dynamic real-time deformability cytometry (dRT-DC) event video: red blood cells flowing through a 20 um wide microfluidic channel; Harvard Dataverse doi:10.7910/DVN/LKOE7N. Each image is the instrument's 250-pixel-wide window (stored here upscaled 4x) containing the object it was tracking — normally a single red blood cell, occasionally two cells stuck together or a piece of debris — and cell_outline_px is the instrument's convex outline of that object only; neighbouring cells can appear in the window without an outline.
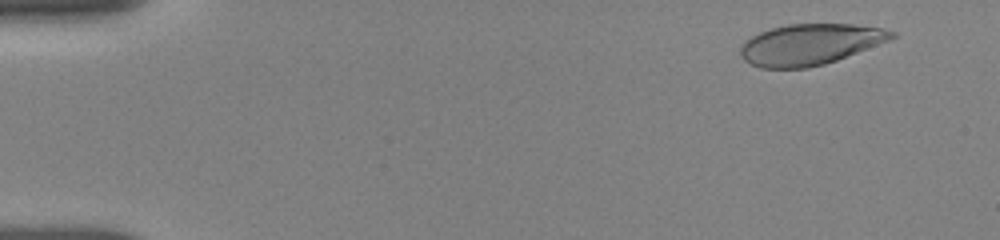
{"species": "human", "species_latin": "Homo sapiens", "temperature_condition": "room temperature", "stored_images_in_passage": 7, "camera_frame_rate_fps": 3000, "um_per_image_px": 0.085, "donor": {"sex": "female"}, "frame": {"image": 1, "passage_image": 2, "time_ms": 1.0, "image_size_px": [1000, 240], "cell_outline_px": [[896, 36], [888, 40], [836, 60], [824, 64], [808, 68], [760, 68], [744, 60], [740, 56], [740, 48], [752, 36], [760, 32], [772, 28], [788, 24], [852, 24], [884, 28], [896, 32]], "centroid_in_image_um": [68.84, 3.77], "position_along_channel_um": 16.2, "area_um2": 35.72}}
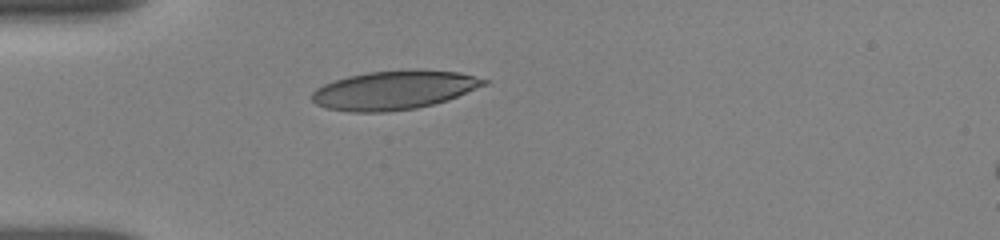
{"frame": {"image": 2, "passage_image": 5, "time_ms": 4.667, "image_size_px": [1000, 240], "cell_outline_px": [[488, 84], [448, 100], [416, 108], [384, 112], [348, 112], [324, 108], [316, 104], [312, 100], [312, 92], [316, 88], [324, 84], [348, 76], [368, 72], [460, 72], [488, 80]], "centroid_in_image_um": [33.44, 7.7], "position_along_channel_um": 51.6, "area_um2": 37.97}}
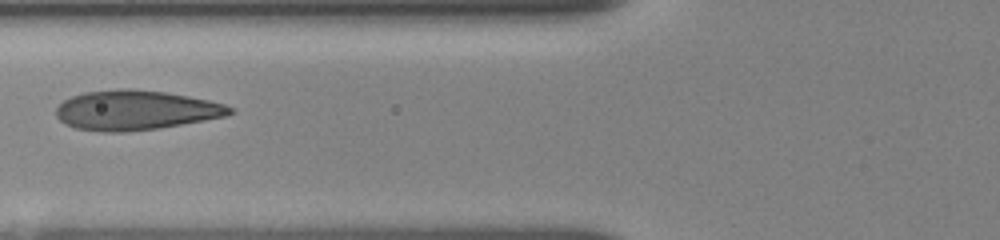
{"frame": {"image": 3, "passage_image": 7, "time_ms": 6.667, "image_size_px": [1000, 240], "cell_outline_px": [[236, 112], [228, 116], [160, 128], [124, 132], [100, 132], [76, 128], [64, 124], [56, 116], [56, 108], [64, 100], [72, 96], [84, 92], [120, 88], [128, 88], [164, 92], [188, 96], [208, 100], [224, 104], [236, 108]], "centroid_in_image_um": [11.55, 9.37], "position_along_channel_um": 114.2, "area_um2": 40.46}}